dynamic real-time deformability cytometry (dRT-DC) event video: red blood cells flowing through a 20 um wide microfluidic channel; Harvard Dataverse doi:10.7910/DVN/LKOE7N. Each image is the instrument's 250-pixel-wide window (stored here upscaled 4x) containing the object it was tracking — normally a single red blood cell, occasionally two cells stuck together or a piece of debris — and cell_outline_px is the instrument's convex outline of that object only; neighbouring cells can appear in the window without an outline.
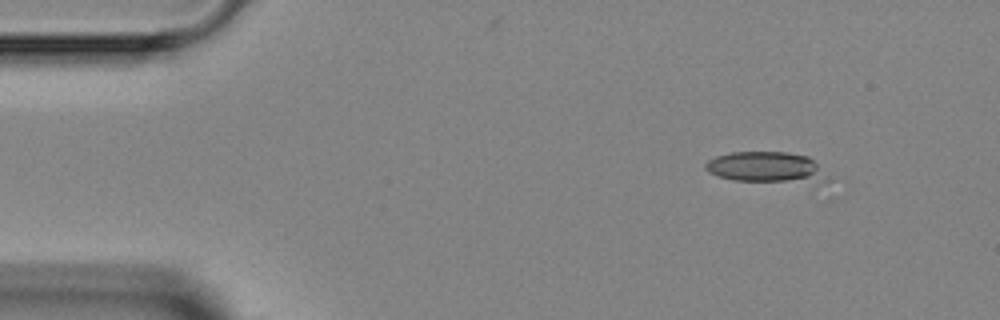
{"species": "Egyptian fruit bat (a non-hibernating species)", "species_latin": "Rousettus aegyptiacus", "temperature_condition": "room temperature", "stored_images_in_passage": 3, "camera_frame_rate_fps": 3000, "um_per_image_px": 0.085, "animal": {"sex": "female"}, "frame": {"image": 1, "passage_image": 1, "time_ms": 0.0, "image_size_px": [1000, 320], "cell_outline_px": [[828, 180], [732, 180], [716, 176], [708, 172], [704, 168], [704, 164], [708, 160], [716, 156], [732, 152], [788, 152], [808, 156], [828, 176]], "centroid_in_image_um": [65.0, 14.17], "position_along_channel_um": 20.0, "area_um2": 21.04}}
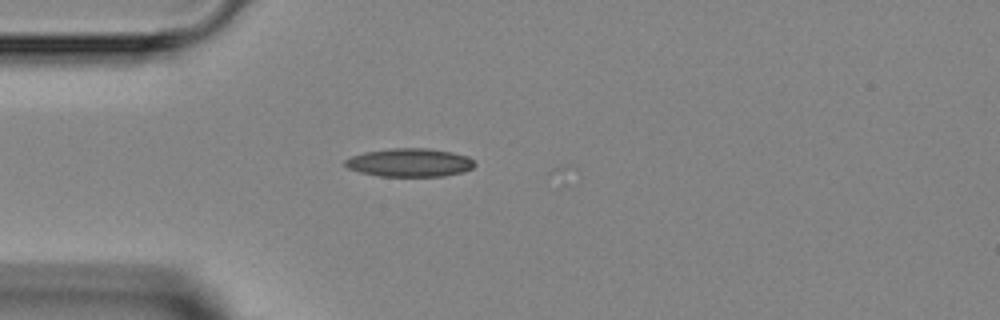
{"frame": {"image": 2, "passage_image": 3, "time_ms": 2.333, "image_size_px": [1000, 320], "cell_outline_px": [[476, 164], [472, 168], [464, 172], [444, 176], [380, 176], [360, 172], [348, 168], [344, 164], [344, 160], [352, 156], [364, 152], [388, 148], [428, 148], [452, 152], [468, 156]], "centroid_in_image_um": [34.83, 13.81], "position_along_channel_um": 50.2, "area_um2": 21.5}}